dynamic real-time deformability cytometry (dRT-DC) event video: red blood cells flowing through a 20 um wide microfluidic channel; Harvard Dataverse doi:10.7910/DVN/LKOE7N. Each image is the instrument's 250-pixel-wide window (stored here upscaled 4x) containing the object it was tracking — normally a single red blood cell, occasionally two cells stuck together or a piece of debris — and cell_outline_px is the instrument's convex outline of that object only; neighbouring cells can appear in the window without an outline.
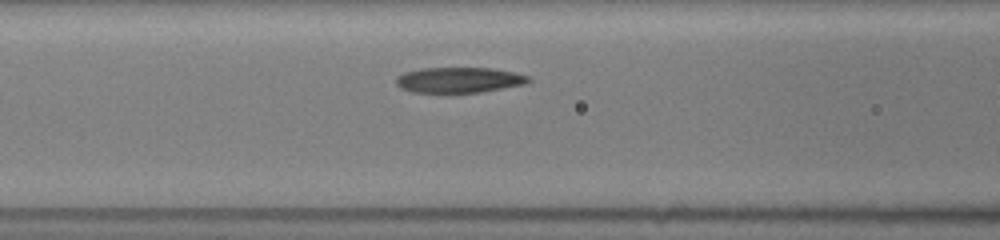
{"species": "common noctule bat (a hibernating species)", "species_latin": "Nyctalus noctula", "temperature_condition": "room temperature", "stored_images_in_passage": 4, "camera_frame_rate_fps": 3000, "um_per_image_px": 0.085, "animal": {"sex": "female", "body_mass_g": 19.5, "forearm_length_mm": 54.1}, "frame": {"image": 1, "passage_image": 4, "time_ms": 3.0, "image_size_px": [1000, 240], "cell_outline_px": [[532, 80], [524, 84], [480, 92], [412, 92], [400, 88], [396, 84], [396, 76], [404, 72], [420, 68], [492, 68], [516, 72], [532, 76]], "centroid_in_image_um": [39.03, 6.78], "position_along_channel_um": 127.6, "area_um2": 19.77}}